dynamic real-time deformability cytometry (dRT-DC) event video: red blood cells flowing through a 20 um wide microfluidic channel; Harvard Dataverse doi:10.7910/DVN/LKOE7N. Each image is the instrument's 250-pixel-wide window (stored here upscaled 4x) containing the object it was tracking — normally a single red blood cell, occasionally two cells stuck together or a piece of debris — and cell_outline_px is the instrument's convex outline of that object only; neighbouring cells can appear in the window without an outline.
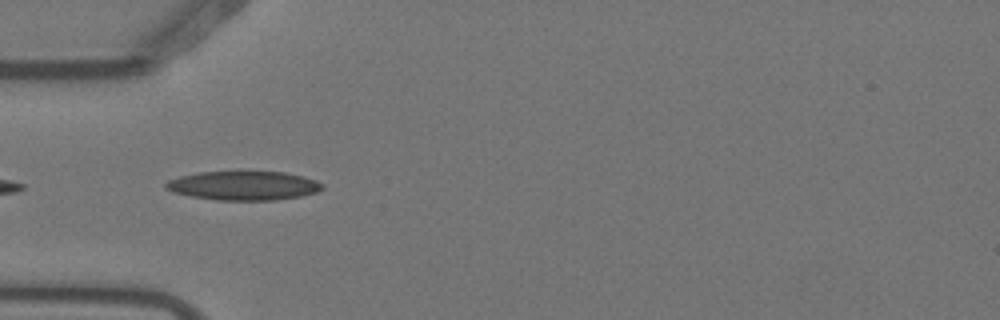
{"species": "Egyptian fruit bat (a non-hibernating species)", "species_latin": "Rousettus aegyptiacus", "temperature_condition": "warm", "stored_images_in_passage": 5, "camera_frame_rate_fps": 3000, "um_per_image_px": 0.085, "animal": {"sex": "female"}, "frame": {"image": 1, "passage_image": 2, "time_ms": 0.333, "image_size_px": [1000, 320], "cell_outline_px": [[324, 188], [316, 192], [300, 196], [276, 200], [216, 200], [192, 196], [172, 192], [164, 188], [164, 184], [168, 180], [180, 176], [196, 172], [248, 168], [284, 172], [304, 176], [316, 180], [324, 184]], "centroid_in_image_um": [20.7, 15.72], "position_along_channel_um": 64.3, "area_um2": 27.8}}
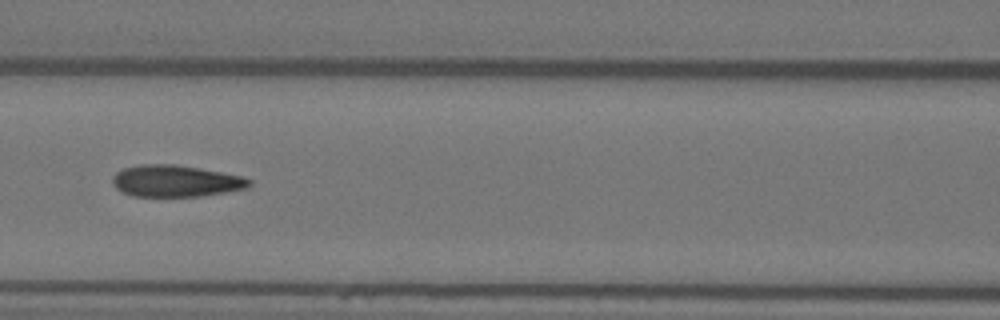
{"frame": {"image": 2, "passage_image": 4, "time_ms": 1.0, "image_size_px": [1000, 320], "cell_outline_px": [[252, 184], [248, 188], [200, 196], [132, 196], [116, 188], [112, 184], [112, 176], [116, 172], [124, 168], [140, 164], [176, 164], [200, 168], [240, 176], [252, 180]], "centroid_in_image_um": [14.91, 15.38], "position_along_channel_um": 151.7, "area_um2": 25.2}}
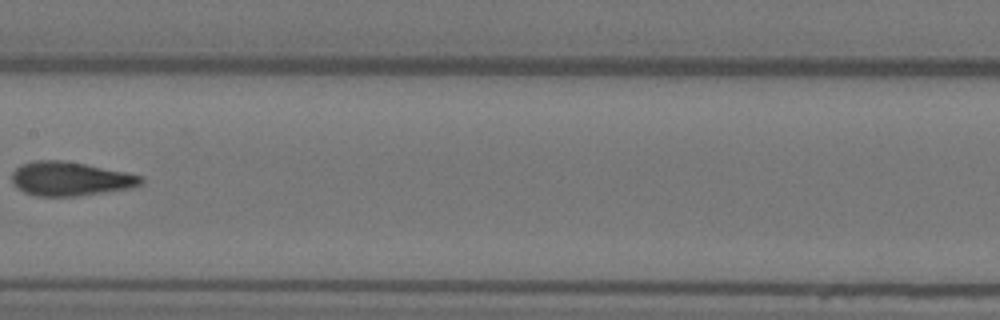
{"frame": {"image": 3, "passage_image": 5, "time_ms": 1.333, "image_size_px": [1000, 320], "cell_outline_px": [[144, 184], [132, 188], [76, 196], [36, 196], [24, 192], [16, 188], [12, 184], [12, 172], [20, 164], [36, 160], [60, 160], [84, 164], [144, 176]], "centroid_in_image_um": [5.96, 15.2], "position_along_channel_um": 201.4, "area_um2": 25.66}}